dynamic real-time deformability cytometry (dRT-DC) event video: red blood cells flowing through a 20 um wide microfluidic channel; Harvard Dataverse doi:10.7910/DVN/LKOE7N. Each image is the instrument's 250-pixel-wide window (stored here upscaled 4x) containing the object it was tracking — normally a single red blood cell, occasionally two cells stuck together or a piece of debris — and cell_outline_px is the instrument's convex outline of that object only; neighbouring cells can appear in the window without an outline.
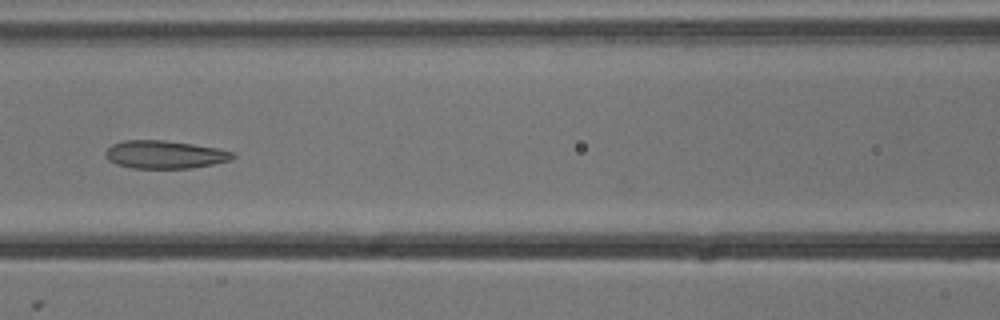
{"species": "common noctule bat (a hibernating species)", "species_latin": "Nyctalus noctula", "temperature_condition": "cold", "stored_images_in_passage": 7, "camera_frame_rate_fps": 3000, "um_per_image_px": 0.085, "animal": {"sex": "male", "body_mass_g": 13.3}, "frame": {"image": 1, "passage_image": 7, "time_ms": 2.0, "image_size_px": [1000, 320], "cell_outline_px": [[236, 156], [232, 160], [192, 168], [132, 168], [116, 164], [108, 160], [104, 156], [104, 152], [112, 144], [124, 140], [164, 140], [192, 144], [216, 148], [236, 152]], "centroid_in_image_um": [14.0, 13.14], "position_along_channel_um": 152.6, "area_um2": 20.87}}